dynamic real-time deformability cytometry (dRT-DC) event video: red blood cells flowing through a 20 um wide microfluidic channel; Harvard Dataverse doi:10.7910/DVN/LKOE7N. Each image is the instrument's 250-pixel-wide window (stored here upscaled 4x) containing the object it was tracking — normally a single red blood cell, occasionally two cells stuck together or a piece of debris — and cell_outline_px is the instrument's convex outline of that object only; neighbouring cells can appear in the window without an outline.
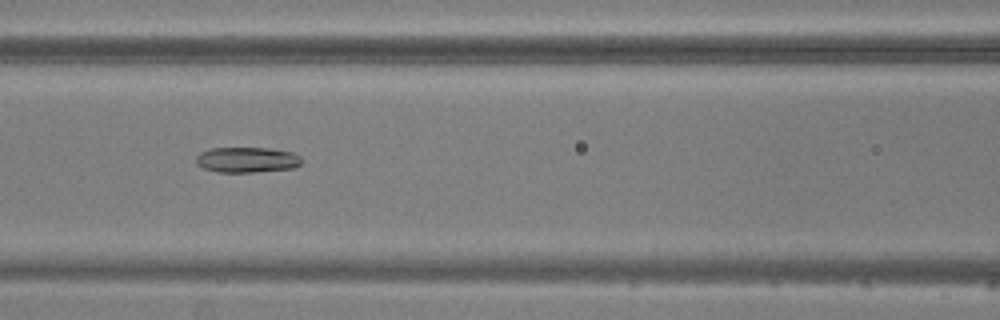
{"species": "common noctule bat (a hibernating species)", "species_latin": "Nyctalus noctula", "temperature_condition": "warm", "stored_images_in_passage": 6, "camera_frame_rate_fps": 3000, "um_per_image_px": 0.085, "animal": {"sex": "male", "body_mass_g": 20.5, "forearm_length_mm": 52.5}, "frame": {"image": 1, "passage_image": 6, "time_ms": 6.667, "image_size_px": [1000, 320], "cell_outline_px": [[300, 164], [296, 168], [256, 172], [216, 172], [204, 168], [196, 164], [196, 156], [200, 152], [212, 148], [268, 148], [292, 152], [300, 156]], "centroid_in_image_um": [20.98, 13.59], "position_along_channel_um": 145.6, "area_um2": 15.72}}